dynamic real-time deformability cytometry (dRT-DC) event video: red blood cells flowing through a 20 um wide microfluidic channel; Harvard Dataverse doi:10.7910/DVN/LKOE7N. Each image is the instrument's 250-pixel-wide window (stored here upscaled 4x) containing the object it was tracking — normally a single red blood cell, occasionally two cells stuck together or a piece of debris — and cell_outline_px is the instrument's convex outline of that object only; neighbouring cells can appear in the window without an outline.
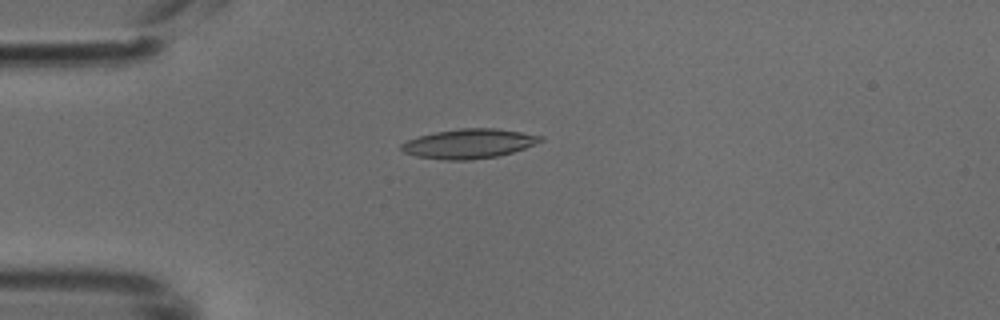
{"species": "common noctule bat (a hibernating species)", "species_latin": "Nyctalus noctula", "temperature_condition": "cold", "stored_images_in_passage": 40, "camera_frame_rate_fps": 3000, "um_per_image_px": 0.085, "animal": {"sex": "male", "body_mass_g": 18.8}, "frame": {"image": 1, "passage_image": 4, "time_ms": 1.0, "image_size_px": [1000, 320], "cell_outline_px": [[544, 140], [524, 148], [512, 152], [496, 156], [468, 160], [444, 160], [416, 156], [404, 152], [400, 148], [400, 144], [408, 140], [420, 136], [436, 132], [460, 128], [496, 128], [544, 136]], "centroid_in_image_um": [39.86, 12.21], "position_along_channel_um": 45.1, "area_um2": 23.7}}
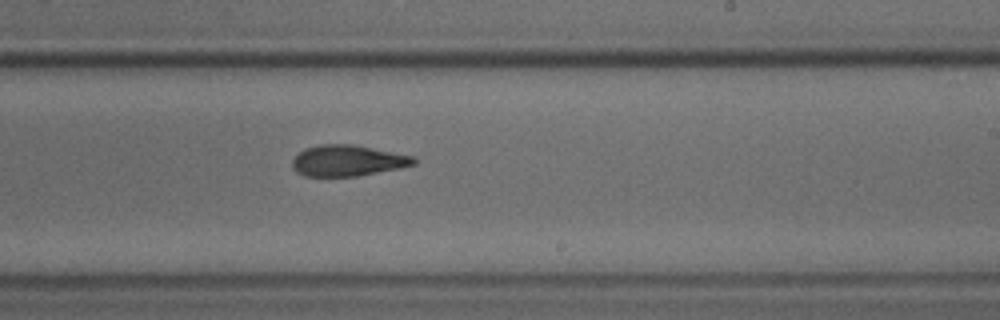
{"frame": {"image": 2, "passage_image": 21, "time_ms": 6.667, "image_size_px": [1000, 320], "cell_outline_px": [[416, 164], [400, 168], [356, 176], [304, 176], [296, 172], [292, 168], [292, 160], [304, 148], [320, 144], [352, 144], [416, 156]], "centroid_in_image_um": [29.56, 13.65], "position_along_channel_um": 259.4, "area_um2": 22.08}}
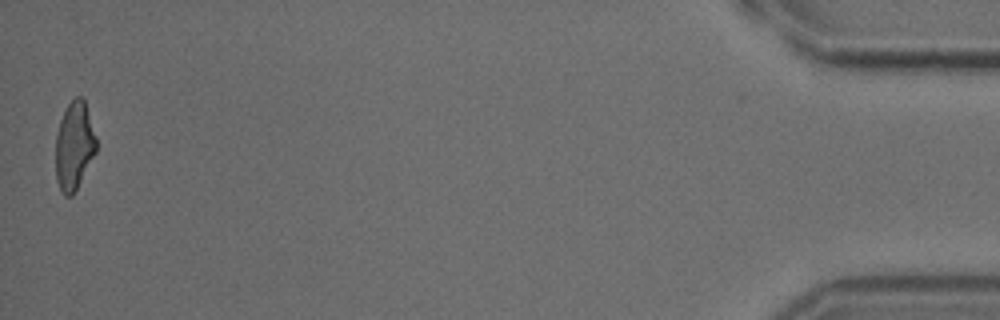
{"frame": {"image": 3, "passage_image": 40, "time_ms": 13.0, "image_size_px": [1000, 320], "cell_outline_px": [[96, 152], [72, 196], [64, 196], [56, 180], [56, 136], [60, 120], [68, 104], [76, 96], [80, 96], [84, 100], [96, 136]], "centroid_in_image_um": [6.3, 12.4], "position_along_channel_um": 428.9, "area_um2": 20.58}}